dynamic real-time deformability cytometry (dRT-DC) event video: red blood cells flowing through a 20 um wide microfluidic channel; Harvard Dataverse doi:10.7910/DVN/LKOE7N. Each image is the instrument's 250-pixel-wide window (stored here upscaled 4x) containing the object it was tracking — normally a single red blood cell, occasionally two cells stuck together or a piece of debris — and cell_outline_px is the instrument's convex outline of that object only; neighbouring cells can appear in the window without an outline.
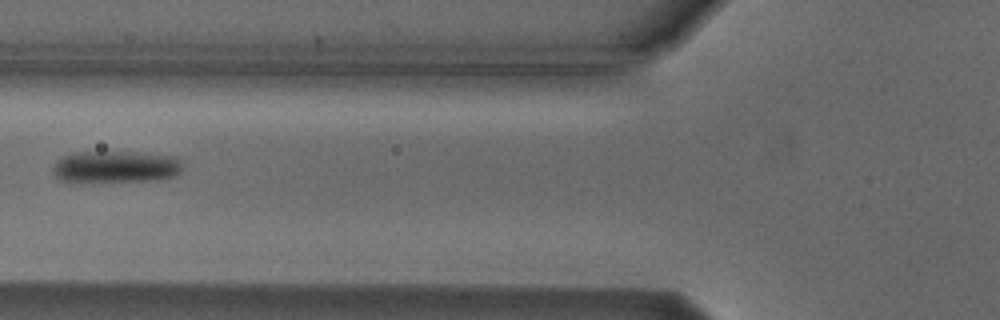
{"species": "Egyptian fruit bat (a non-hibernating species)", "species_latin": "Rousettus aegyptiacus", "temperature_condition": "cold", "stored_images_in_passage": 7, "camera_frame_rate_fps": 3000, "um_per_image_px": 0.085, "animal": {"sex": "male"}, "frame": {"image": 1, "passage_image": 6, "time_ms": 6.667, "image_size_px": [1000, 320], "cell_outline_px": [[180, 172], [172, 176], [148, 180], [76, 184], [68, 184], [60, 180], [52, 172], [52, 168], [56, 160], [72, 152], [136, 152], [176, 156], [180, 160]], "centroid_in_image_um": [9.7, 14.21], "position_along_channel_um": 116.1, "area_um2": 24.8}}